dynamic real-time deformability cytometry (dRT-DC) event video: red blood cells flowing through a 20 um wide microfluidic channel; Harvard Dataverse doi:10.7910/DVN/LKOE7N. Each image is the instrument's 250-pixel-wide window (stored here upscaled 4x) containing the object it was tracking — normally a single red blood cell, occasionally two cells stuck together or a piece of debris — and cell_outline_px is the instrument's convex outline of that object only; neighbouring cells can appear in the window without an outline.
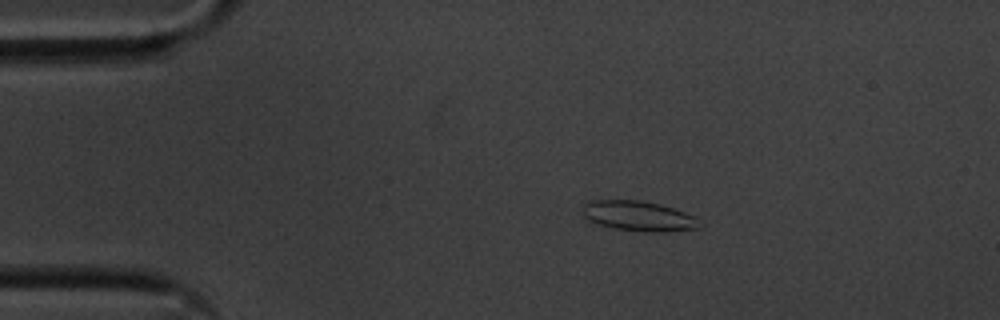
{"species": "common noctule bat (a hibernating species)", "species_latin": "Nyctalus noctula", "temperature_condition": "cold", "stored_images_in_passage": 55, "camera_frame_rate_fps": 3000, "um_per_image_px": 0.085, "animal": {"sex": "male", "body_mass_g": 20.1, "forearm_length_mm": 53.5}, "frame": {"image": 1, "passage_image": 9, "time_ms": 2.667, "image_size_px": [1000, 320], "cell_outline_px": [[704, 224], [700, 228], [660, 232], [644, 232], [616, 228], [596, 224], [588, 220], [584, 216], [584, 204], [588, 200], [640, 200], [660, 204], [684, 212], [692, 216]], "centroid_in_image_um": [54.28, 18.36], "position_along_channel_um": 30.7, "area_um2": 20.46}}
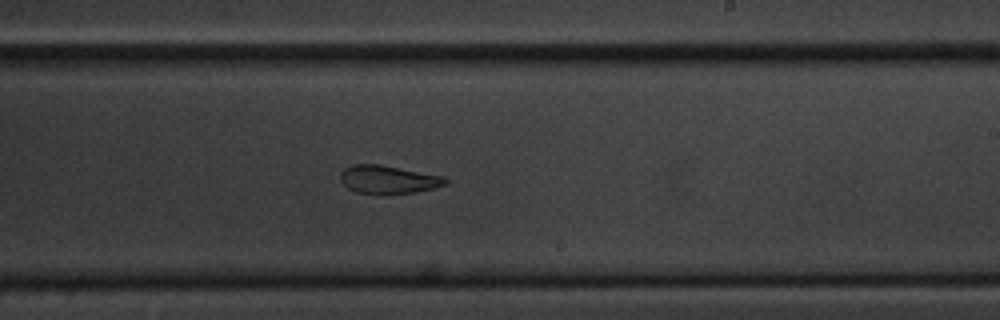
{"frame": {"image": 2, "passage_image": 32, "time_ms": 10.333, "image_size_px": [1000, 320], "cell_outline_px": [[448, 184], [432, 188], [412, 192], [356, 192], [348, 188], [340, 180], [340, 172], [344, 168], [352, 164], [380, 164], [444, 176], [448, 180]], "centroid_in_image_um": [32.99, 15.21], "position_along_channel_um": 256.0, "area_um2": 16.82}}
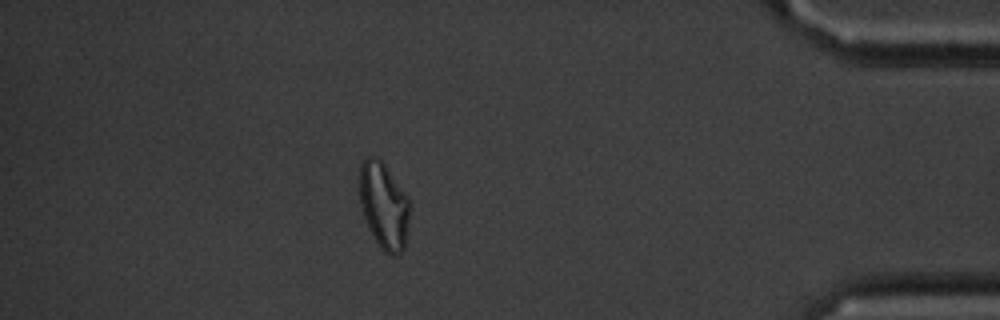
{"frame": {"image": 3, "passage_image": 48, "time_ms": 15.667, "image_size_px": [1000, 320], "cell_outline_px": [[412, 204], [404, 248], [400, 252], [392, 256], [384, 252], [380, 248], [364, 216], [360, 204], [360, 164], [368, 156], [376, 156], [384, 164]], "centroid_in_image_um": [32.65, 17.48], "position_along_channel_um": 402.6, "area_um2": 25.03}, "authors_computed_cell_mechanics": {"area_um2": 19.8254, "velocity_mm_per_s": 3.5487, "shape_relaxation_time_tau1_ms": 6.052, "shape_relaxation_time_tau2_ms": 3.0687, "deformation_change_tau1": 0.1539, "deformation_change_tau2": 0.094}}